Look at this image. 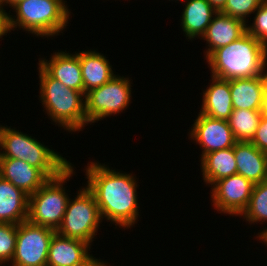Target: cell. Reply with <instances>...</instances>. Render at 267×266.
I'll return each mask as SVG.
<instances>
[{
    "label": "cell",
    "mask_w": 267,
    "mask_h": 266,
    "mask_svg": "<svg viewBox=\"0 0 267 266\" xmlns=\"http://www.w3.org/2000/svg\"><path fill=\"white\" fill-rule=\"evenodd\" d=\"M86 167V188L93 194L101 218L115 226L131 228L139 216L136 176L110 170L105 164L90 162Z\"/></svg>",
    "instance_id": "obj_1"
},
{
    "label": "cell",
    "mask_w": 267,
    "mask_h": 266,
    "mask_svg": "<svg viewBox=\"0 0 267 266\" xmlns=\"http://www.w3.org/2000/svg\"><path fill=\"white\" fill-rule=\"evenodd\" d=\"M206 60L211 76L221 79L265 76L267 46L246 32L238 40L216 49Z\"/></svg>",
    "instance_id": "obj_2"
},
{
    "label": "cell",
    "mask_w": 267,
    "mask_h": 266,
    "mask_svg": "<svg viewBox=\"0 0 267 266\" xmlns=\"http://www.w3.org/2000/svg\"><path fill=\"white\" fill-rule=\"evenodd\" d=\"M40 100L55 124L69 132L87 126L85 94L52 78L39 64ZM84 99V100H83Z\"/></svg>",
    "instance_id": "obj_3"
},
{
    "label": "cell",
    "mask_w": 267,
    "mask_h": 266,
    "mask_svg": "<svg viewBox=\"0 0 267 266\" xmlns=\"http://www.w3.org/2000/svg\"><path fill=\"white\" fill-rule=\"evenodd\" d=\"M0 158L27 162L38 168L48 179L58 176L71 164L54 150L45 147L35 137L32 138L7 125H0Z\"/></svg>",
    "instance_id": "obj_4"
},
{
    "label": "cell",
    "mask_w": 267,
    "mask_h": 266,
    "mask_svg": "<svg viewBox=\"0 0 267 266\" xmlns=\"http://www.w3.org/2000/svg\"><path fill=\"white\" fill-rule=\"evenodd\" d=\"M64 0H21L12 9L16 16L8 14L9 32L18 27L40 37H52L63 33L70 18V10ZM16 17V18H15Z\"/></svg>",
    "instance_id": "obj_5"
},
{
    "label": "cell",
    "mask_w": 267,
    "mask_h": 266,
    "mask_svg": "<svg viewBox=\"0 0 267 266\" xmlns=\"http://www.w3.org/2000/svg\"><path fill=\"white\" fill-rule=\"evenodd\" d=\"M74 174L70 164L58 176L48 179L35 193L29 196L27 220L35 225L51 228L60 227L69 196L66 193V181Z\"/></svg>",
    "instance_id": "obj_6"
},
{
    "label": "cell",
    "mask_w": 267,
    "mask_h": 266,
    "mask_svg": "<svg viewBox=\"0 0 267 266\" xmlns=\"http://www.w3.org/2000/svg\"><path fill=\"white\" fill-rule=\"evenodd\" d=\"M75 196L72 200L69 198L62 223L56 232L92 244L102 222L98 205L86 187L79 189Z\"/></svg>",
    "instance_id": "obj_7"
},
{
    "label": "cell",
    "mask_w": 267,
    "mask_h": 266,
    "mask_svg": "<svg viewBox=\"0 0 267 266\" xmlns=\"http://www.w3.org/2000/svg\"><path fill=\"white\" fill-rule=\"evenodd\" d=\"M131 82L129 78L115 75L101 87L85 94L87 124L98 122L120 112L131 103Z\"/></svg>",
    "instance_id": "obj_8"
},
{
    "label": "cell",
    "mask_w": 267,
    "mask_h": 266,
    "mask_svg": "<svg viewBox=\"0 0 267 266\" xmlns=\"http://www.w3.org/2000/svg\"><path fill=\"white\" fill-rule=\"evenodd\" d=\"M56 231L28 220L17 225V237L11 266H45L52 236Z\"/></svg>",
    "instance_id": "obj_9"
},
{
    "label": "cell",
    "mask_w": 267,
    "mask_h": 266,
    "mask_svg": "<svg viewBox=\"0 0 267 266\" xmlns=\"http://www.w3.org/2000/svg\"><path fill=\"white\" fill-rule=\"evenodd\" d=\"M254 184L242 175H231L216 181L211 199L215 210L229 215H241L247 208Z\"/></svg>",
    "instance_id": "obj_10"
},
{
    "label": "cell",
    "mask_w": 267,
    "mask_h": 266,
    "mask_svg": "<svg viewBox=\"0 0 267 266\" xmlns=\"http://www.w3.org/2000/svg\"><path fill=\"white\" fill-rule=\"evenodd\" d=\"M189 135L191 140L202 147L200 159L210 152L234 147L237 142L228 120L211 118L200 112Z\"/></svg>",
    "instance_id": "obj_11"
},
{
    "label": "cell",
    "mask_w": 267,
    "mask_h": 266,
    "mask_svg": "<svg viewBox=\"0 0 267 266\" xmlns=\"http://www.w3.org/2000/svg\"><path fill=\"white\" fill-rule=\"evenodd\" d=\"M51 59H39V65L55 80L66 87L84 93L82 70L79 61V53H67L66 50L55 52Z\"/></svg>",
    "instance_id": "obj_12"
},
{
    "label": "cell",
    "mask_w": 267,
    "mask_h": 266,
    "mask_svg": "<svg viewBox=\"0 0 267 266\" xmlns=\"http://www.w3.org/2000/svg\"><path fill=\"white\" fill-rule=\"evenodd\" d=\"M247 24L234 17H230L220 11L210 22L201 39L205 40L209 47L205 52L206 59L216 50L238 40L246 32Z\"/></svg>",
    "instance_id": "obj_13"
},
{
    "label": "cell",
    "mask_w": 267,
    "mask_h": 266,
    "mask_svg": "<svg viewBox=\"0 0 267 266\" xmlns=\"http://www.w3.org/2000/svg\"><path fill=\"white\" fill-rule=\"evenodd\" d=\"M91 244L71 239L57 232L52 236L48 251V266H82L92 254Z\"/></svg>",
    "instance_id": "obj_14"
},
{
    "label": "cell",
    "mask_w": 267,
    "mask_h": 266,
    "mask_svg": "<svg viewBox=\"0 0 267 266\" xmlns=\"http://www.w3.org/2000/svg\"><path fill=\"white\" fill-rule=\"evenodd\" d=\"M0 176L29 196L48 180L38 168L13 158H0Z\"/></svg>",
    "instance_id": "obj_15"
},
{
    "label": "cell",
    "mask_w": 267,
    "mask_h": 266,
    "mask_svg": "<svg viewBox=\"0 0 267 266\" xmlns=\"http://www.w3.org/2000/svg\"><path fill=\"white\" fill-rule=\"evenodd\" d=\"M237 174L242 175L254 185L267 179V154L251 142L237 141L234 144Z\"/></svg>",
    "instance_id": "obj_16"
},
{
    "label": "cell",
    "mask_w": 267,
    "mask_h": 266,
    "mask_svg": "<svg viewBox=\"0 0 267 266\" xmlns=\"http://www.w3.org/2000/svg\"><path fill=\"white\" fill-rule=\"evenodd\" d=\"M29 195L0 176V223L19 224L28 218Z\"/></svg>",
    "instance_id": "obj_17"
},
{
    "label": "cell",
    "mask_w": 267,
    "mask_h": 266,
    "mask_svg": "<svg viewBox=\"0 0 267 266\" xmlns=\"http://www.w3.org/2000/svg\"><path fill=\"white\" fill-rule=\"evenodd\" d=\"M211 85L203 92L200 113L215 119L228 120L232 111L229 80L211 77Z\"/></svg>",
    "instance_id": "obj_18"
},
{
    "label": "cell",
    "mask_w": 267,
    "mask_h": 266,
    "mask_svg": "<svg viewBox=\"0 0 267 266\" xmlns=\"http://www.w3.org/2000/svg\"><path fill=\"white\" fill-rule=\"evenodd\" d=\"M265 76L229 80L233 109L261 110Z\"/></svg>",
    "instance_id": "obj_19"
},
{
    "label": "cell",
    "mask_w": 267,
    "mask_h": 266,
    "mask_svg": "<svg viewBox=\"0 0 267 266\" xmlns=\"http://www.w3.org/2000/svg\"><path fill=\"white\" fill-rule=\"evenodd\" d=\"M84 94L101 87L115 76L112 65L106 57L96 50L79 52Z\"/></svg>",
    "instance_id": "obj_20"
},
{
    "label": "cell",
    "mask_w": 267,
    "mask_h": 266,
    "mask_svg": "<svg viewBox=\"0 0 267 266\" xmlns=\"http://www.w3.org/2000/svg\"><path fill=\"white\" fill-rule=\"evenodd\" d=\"M185 1L187 2L182 12L180 26L187 39L194 40L200 36L202 38L217 11L207 0Z\"/></svg>",
    "instance_id": "obj_21"
},
{
    "label": "cell",
    "mask_w": 267,
    "mask_h": 266,
    "mask_svg": "<svg viewBox=\"0 0 267 266\" xmlns=\"http://www.w3.org/2000/svg\"><path fill=\"white\" fill-rule=\"evenodd\" d=\"M200 167L204 182L211 186L222 178L237 174L234 147L205 154Z\"/></svg>",
    "instance_id": "obj_22"
},
{
    "label": "cell",
    "mask_w": 267,
    "mask_h": 266,
    "mask_svg": "<svg viewBox=\"0 0 267 266\" xmlns=\"http://www.w3.org/2000/svg\"><path fill=\"white\" fill-rule=\"evenodd\" d=\"M262 116L261 110L233 109L228 123L236 141L250 142Z\"/></svg>",
    "instance_id": "obj_23"
},
{
    "label": "cell",
    "mask_w": 267,
    "mask_h": 266,
    "mask_svg": "<svg viewBox=\"0 0 267 266\" xmlns=\"http://www.w3.org/2000/svg\"><path fill=\"white\" fill-rule=\"evenodd\" d=\"M240 216L251 224L267 221V179L254 185L249 204ZM256 238L264 241L267 238V228L258 233Z\"/></svg>",
    "instance_id": "obj_24"
},
{
    "label": "cell",
    "mask_w": 267,
    "mask_h": 266,
    "mask_svg": "<svg viewBox=\"0 0 267 266\" xmlns=\"http://www.w3.org/2000/svg\"><path fill=\"white\" fill-rule=\"evenodd\" d=\"M17 237V224L0 223V266L11 263Z\"/></svg>",
    "instance_id": "obj_25"
},
{
    "label": "cell",
    "mask_w": 267,
    "mask_h": 266,
    "mask_svg": "<svg viewBox=\"0 0 267 266\" xmlns=\"http://www.w3.org/2000/svg\"><path fill=\"white\" fill-rule=\"evenodd\" d=\"M264 1L265 0H227L225 7L220 12L247 23L248 19H246V17H250L249 14L255 13Z\"/></svg>",
    "instance_id": "obj_26"
},
{
    "label": "cell",
    "mask_w": 267,
    "mask_h": 266,
    "mask_svg": "<svg viewBox=\"0 0 267 266\" xmlns=\"http://www.w3.org/2000/svg\"><path fill=\"white\" fill-rule=\"evenodd\" d=\"M255 12L252 25L247 24L246 26L247 32L267 46V0Z\"/></svg>",
    "instance_id": "obj_27"
},
{
    "label": "cell",
    "mask_w": 267,
    "mask_h": 266,
    "mask_svg": "<svg viewBox=\"0 0 267 266\" xmlns=\"http://www.w3.org/2000/svg\"><path fill=\"white\" fill-rule=\"evenodd\" d=\"M250 142L267 154V115L262 114L255 135Z\"/></svg>",
    "instance_id": "obj_28"
},
{
    "label": "cell",
    "mask_w": 267,
    "mask_h": 266,
    "mask_svg": "<svg viewBox=\"0 0 267 266\" xmlns=\"http://www.w3.org/2000/svg\"><path fill=\"white\" fill-rule=\"evenodd\" d=\"M4 9L5 8L0 5V38H2L3 35H7L9 31L8 13L5 12L6 10Z\"/></svg>",
    "instance_id": "obj_29"
},
{
    "label": "cell",
    "mask_w": 267,
    "mask_h": 266,
    "mask_svg": "<svg viewBox=\"0 0 267 266\" xmlns=\"http://www.w3.org/2000/svg\"><path fill=\"white\" fill-rule=\"evenodd\" d=\"M261 112H262V114L267 115V73L265 74L263 105H262Z\"/></svg>",
    "instance_id": "obj_30"
},
{
    "label": "cell",
    "mask_w": 267,
    "mask_h": 266,
    "mask_svg": "<svg viewBox=\"0 0 267 266\" xmlns=\"http://www.w3.org/2000/svg\"><path fill=\"white\" fill-rule=\"evenodd\" d=\"M108 263H104L103 261L101 262L100 259H96L92 255L90 258L82 265V266H108Z\"/></svg>",
    "instance_id": "obj_31"
},
{
    "label": "cell",
    "mask_w": 267,
    "mask_h": 266,
    "mask_svg": "<svg viewBox=\"0 0 267 266\" xmlns=\"http://www.w3.org/2000/svg\"><path fill=\"white\" fill-rule=\"evenodd\" d=\"M207 1L213 6V8L217 12L221 11L227 3V0H207Z\"/></svg>",
    "instance_id": "obj_32"
},
{
    "label": "cell",
    "mask_w": 267,
    "mask_h": 266,
    "mask_svg": "<svg viewBox=\"0 0 267 266\" xmlns=\"http://www.w3.org/2000/svg\"><path fill=\"white\" fill-rule=\"evenodd\" d=\"M21 0H0V5L3 7L7 4H9V6H11V8L18 3Z\"/></svg>",
    "instance_id": "obj_33"
}]
</instances>
